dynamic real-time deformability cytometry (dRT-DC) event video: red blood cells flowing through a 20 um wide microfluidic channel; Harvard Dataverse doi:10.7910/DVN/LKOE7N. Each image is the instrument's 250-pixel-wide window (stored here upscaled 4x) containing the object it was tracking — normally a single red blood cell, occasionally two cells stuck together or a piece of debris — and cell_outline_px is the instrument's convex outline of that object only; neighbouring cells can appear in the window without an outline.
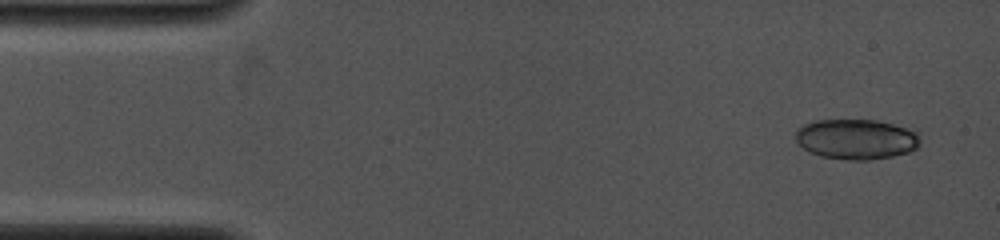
{"species": "common noctule bat (a hibernating species)", "species_latin": "Nyctalus noctula", "temperature_condition": "cold", "stored_images_in_passage": 4, "camera_frame_rate_fps": 4000, "um_per_image_px": 0.085, "animal": {"sex": "female", "body_mass_g": 19.0, "forearm_length_mm": 53.3}, "frame": {"image": 1, "passage_image": 1, "time_ms": 0.0, "image_size_px": [1000, 240], "cell_outline_px": [[920, 144], [916, 148], [908, 152], [892, 156], [868, 160], [848, 160], [820, 156], [804, 148], [796, 140], [796, 132], [804, 124], [816, 120], [876, 120], [916, 128]], "centroid_in_image_um": [72.85, 11.82], "position_along_channel_um": 12.2, "area_um2": 29.3}}